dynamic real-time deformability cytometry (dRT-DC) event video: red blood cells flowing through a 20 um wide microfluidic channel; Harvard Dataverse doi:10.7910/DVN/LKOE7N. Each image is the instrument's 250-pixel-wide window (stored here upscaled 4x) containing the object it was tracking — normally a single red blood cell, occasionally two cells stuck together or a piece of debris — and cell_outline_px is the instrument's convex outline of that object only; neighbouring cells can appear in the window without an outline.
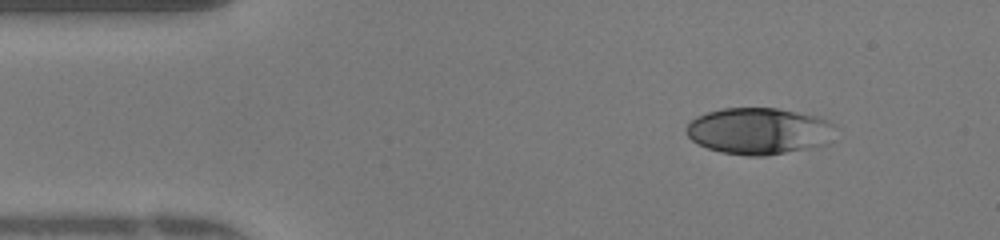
{"species": "human", "species_latin": "Homo sapiens", "temperature_condition": "warm", "stored_images_in_passage": 47, "camera_frame_rate_fps": 3000, "um_per_image_px": 0.085, "donor": {"sex": "female"}, "frame": {"image": 1, "passage_image": 5, "time_ms": 1.333, "image_size_px": [1000, 240], "cell_outline_px": [[832, 124], [828, 144], [764, 156], [748, 156], [720, 152], [708, 148], [692, 140], [688, 136], [688, 124], [696, 116], [708, 112], [724, 108], [776, 108], [816, 116], [828, 120]], "centroid_in_image_um": [64.47, 11.14], "position_along_channel_um": 20.5, "area_um2": 39.82}}
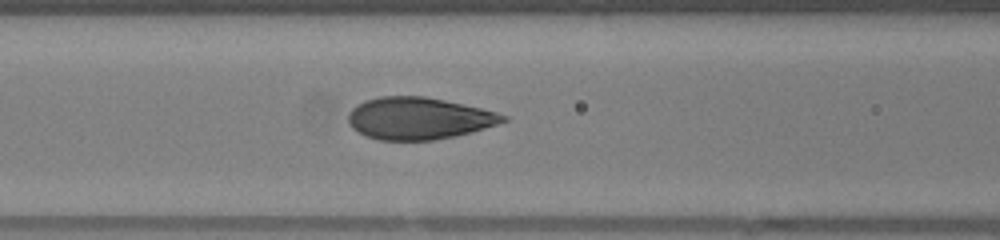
{"frame": {"image": 2, "passage_image": 18, "time_ms": 5.667, "image_size_px": [1000, 240], "cell_outline_px": [[508, 120], [484, 128], [456, 136], [436, 140], [380, 140], [356, 132], [348, 124], [348, 112], [356, 104], [364, 100], [380, 96], [424, 96], [444, 100], [480, 108], [496, 112], [508, 116]], "centroid_in_image_um": [35.54, 10.06], "position_along_channel_um": 131.1, "area_um2": 37.97}}
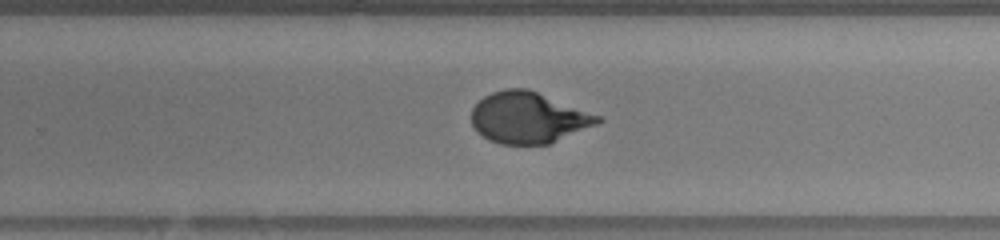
{"frame": {"image": 3, "passage_image": 29, "time_ms": 9.333, "image_size_px": [1000, 240], "cell_outline_px": [[604, 120], [596, 124], [548, 144], [500, 144], [488, 140], [476, 132], [472, 124], [472, 108], [484, 96], [492, 92], [504, 88], [528, 88], [600, 116]], "centroid_in_image_um": [44.87, 10.0], "position_along_channel_um": 284.9, "area_um2": 37.45}, "authors_computed_cell_mechanics": {"area_um2": 38.0324, "velocity_mm_per_s": 4.2063, "shape_relaxation_time_tau1_ms": 4.829, "shape_relaxation_time_tau2_ms": null, "deformation_change_tau1": 0.2517, "deformation_change_tau2": null}}